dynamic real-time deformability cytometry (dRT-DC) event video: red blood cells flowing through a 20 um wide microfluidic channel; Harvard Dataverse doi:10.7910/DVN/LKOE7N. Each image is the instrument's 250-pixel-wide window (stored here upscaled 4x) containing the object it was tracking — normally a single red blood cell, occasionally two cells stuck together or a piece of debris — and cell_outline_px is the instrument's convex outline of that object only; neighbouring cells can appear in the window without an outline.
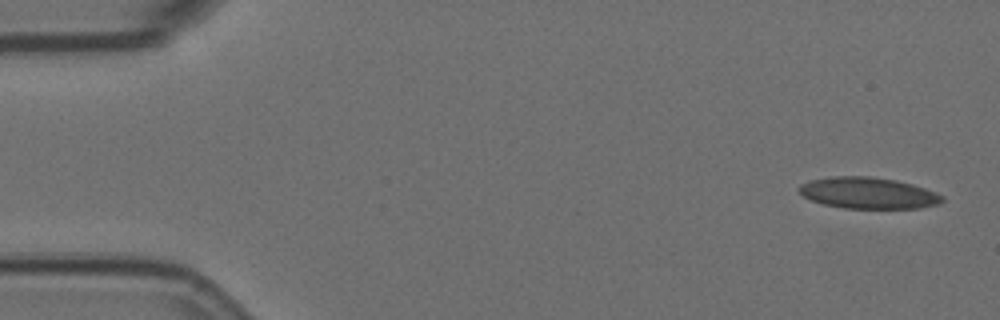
{"species": "Egyptian fruit bat (a non-hibernating species)", "species_latin": "Rousettus aegyptiacus", "temperature_condition": "room temperature", "stored_images_in_passage": 4, "camera_frame_rate_fps": 3000, "um_per_image_px": 0.085, "animal": {"sex": "female"}, "frame": {"image": 1, "passage_image": 1, "time_ms": 0.0, "image_size_px": [1000, 320], "cell_outline_px": [[944, 200], [940, 204], [920, 208], [844, 208], [824, 204], [812, 200], [804, 196], [796, 188], [800, 184], [812, 180], [832, 176], [872, 176], [896, 180], [912, 184], [936, 192], [944, 196]], "centroid_in_image_um": [73.82, 16.4], "position_along_channel_um": 11.2, "area_um2": 26.18}}
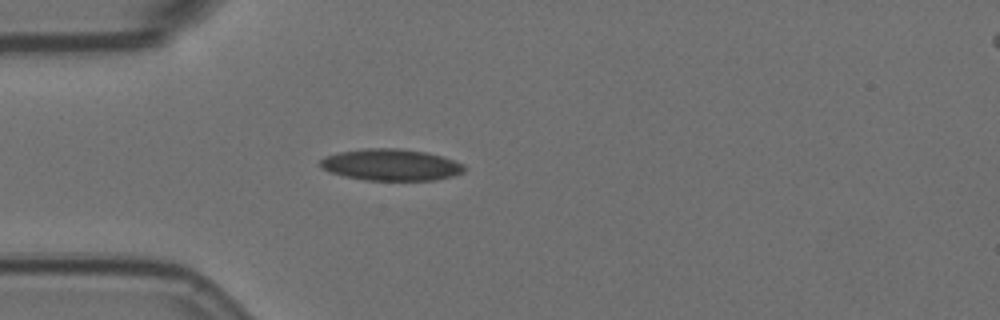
{"frame": {"image": 2, "passage_image": 4, "time_ms": 1.0, "image_size_px": [1000, 320], "cell_outline_px": [[464, 172], [452, 176], [436, 180], [364, 180], [344, 176], [328, 172], [320, 168], [320, 160], [324, 156], [340, 152], [364, 148], [400, 148], [428, 152], [444, 156], [464, 164]], "centroid_in_image_um": [33.22, 14.0], "position_along_channel_um": 51.8, "area_um2": 26.82}}